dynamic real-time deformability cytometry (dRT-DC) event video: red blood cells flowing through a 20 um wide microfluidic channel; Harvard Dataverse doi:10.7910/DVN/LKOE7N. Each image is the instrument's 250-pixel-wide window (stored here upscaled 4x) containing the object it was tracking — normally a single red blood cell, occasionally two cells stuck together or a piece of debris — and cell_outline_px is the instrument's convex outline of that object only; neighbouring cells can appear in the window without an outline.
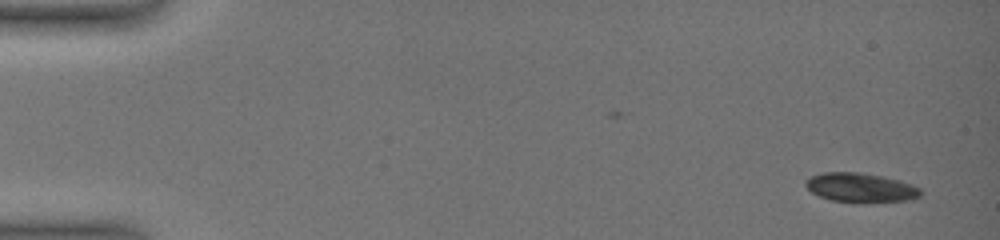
{"species": "common noctule bat (a hibernating species)", "species_latin": "Nyctalus noctula", "temperature_condition": "warm", "stored_images_in_passage": 2, "camera_frame_rate_fps": 3000, "um_per_image_px": 0.085, "animal": {"sex": "female", "body_mass_g": 19.0, "forearm_length_mm": 51.5}, "frame": {"image": 1, "passage_image": 2, "time_ms": 1.333, "image_size_px": [1000, 240], "cell_outline_px": [[924, 192], [920, 196], [912, 200], [832, 200], [820, 196], [812, 192], [804, 184], [804, 180], [812, 176], [824, 172], [860, 172], [884, 176], [900, 180], [912, 184], [920, 188]], "centroid_in_image_um": [73.18, 15.9], "position_along_channel_um": 11.8, "area_um2": 19.02}}